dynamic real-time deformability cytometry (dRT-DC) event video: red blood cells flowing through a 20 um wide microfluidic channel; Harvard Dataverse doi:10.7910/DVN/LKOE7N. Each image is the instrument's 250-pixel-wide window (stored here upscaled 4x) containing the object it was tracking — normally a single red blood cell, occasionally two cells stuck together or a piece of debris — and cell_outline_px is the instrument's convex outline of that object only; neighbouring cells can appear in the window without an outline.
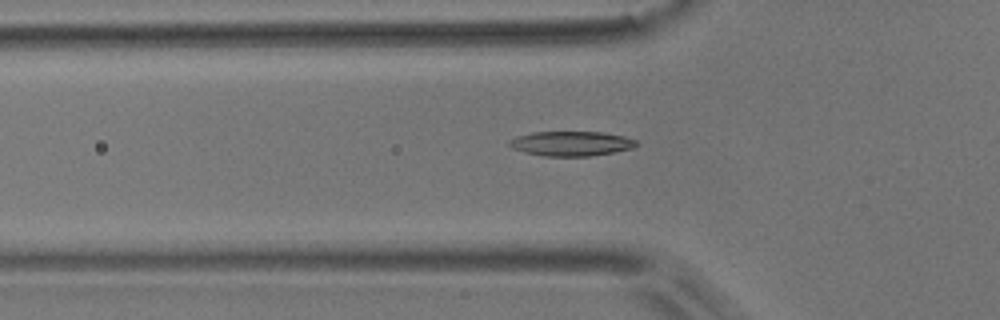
{"species": "common noctule bat (a hibernating species)", "species_latin": "Nyctalus noctula", "temperature_condition": "room temperature", "stored_images_in_passage": 55, "camera_frame_rate_fps": 3000, "um_per_image_px": 0.085, "animal": {"sex": "male", "body_mass_g": 17.9}, "frame": {"image": 1, "passage_image": 18, "time_ms": 5.667, "image_size_px": [1000, 320], "cell_outline_px": [[640, 144], [632, 148], [612, 152], [588, 156], [544, 156], [524, 152], [512, 148], [508, 144], [508, 140], [516, 136], [532, 132], [604, 132], [624, 136], [636, 140]], "centroid_in_image_um": [48.53, 12.19], "position_along_channel_um": 77.3, "area_um2": 18.32}}
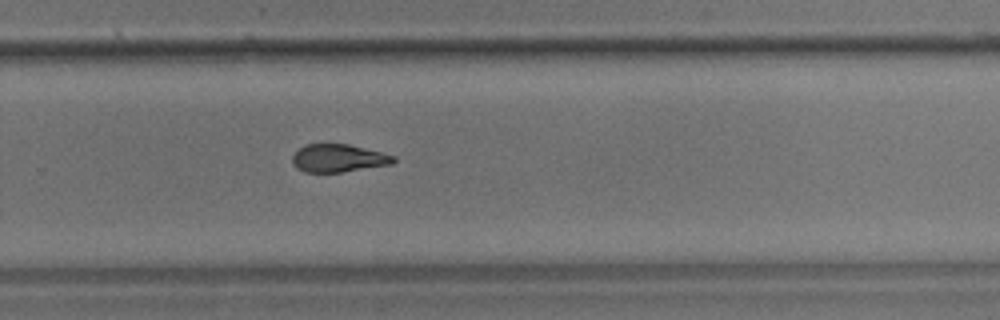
{"frame": {"image": 2, "passage_image": 36, "time_ms": 11.667, "image_size_px": [1000, 320], "cell_outline_px": [[396, 160], [392, 164], [340, 172], [304, 172], [296, 168], [292, 164], [292, 156], [304, 144], [348, 144], [396, 156]], "centroid_in_image_um": [28.74, 13.45], "position_along_channel_um": 301.1, "area_um2": 16.36}}
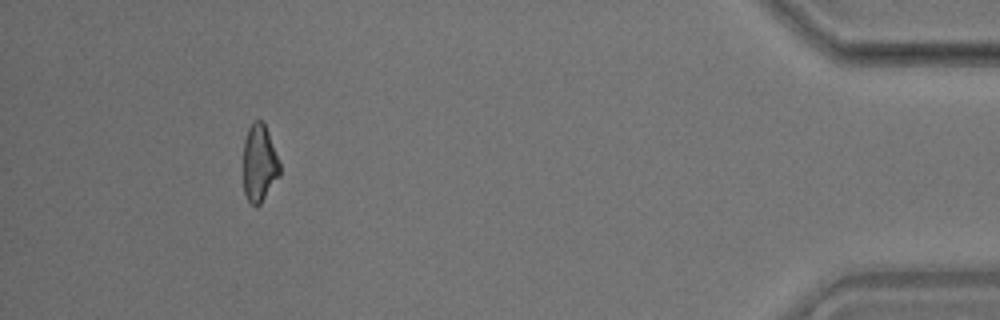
{"frame": {"image": 3, "passage_image": 50, "time_ms": 16.333, "image_size_px": [1000, 320], "cell_outline_px": [[280, 176], [260, 204], [256, 208], [248, 200], [244, 192], [244, 140], [248, 128], [252, 120], [260, 120], [264, 124], [268, 132], [280, 164]], "centroid_in_image_um": [22.04, 13.88], "position_along_channel_um": 413.2, "area_um2": 16.42}, "authors_computed_cell_mechanics": {"area_um2": 17.5712, "velocity_mm_per_s": 3.7253, "shape_relaxation_time_tau1_ms": 5.732, "shape_relaxation_time_tau2_ms": 3.0776, "deformation_change_tau1": 0.1696, "deformation_change_tau2": 0.0954}}